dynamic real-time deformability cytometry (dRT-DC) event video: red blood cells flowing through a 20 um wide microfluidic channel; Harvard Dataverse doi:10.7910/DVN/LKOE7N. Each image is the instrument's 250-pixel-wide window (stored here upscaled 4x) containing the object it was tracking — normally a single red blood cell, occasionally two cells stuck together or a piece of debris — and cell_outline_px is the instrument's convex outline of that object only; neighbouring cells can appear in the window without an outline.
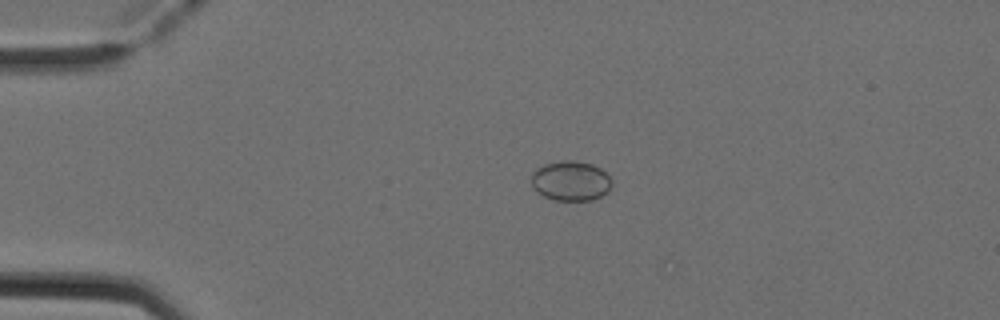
{"species": "Egyptian fruit bat (a non-hibernating species)", "species_latin": "Rousettus aegyptiacus", "temperature_condition": "cold", "stored_images_in_passage": 4, "camera_frame_rate_fps": 3000, "um_per_image_px": 0.085, "animal": {"sex": "female"}, "frame": {"image": 1, "passage_image": 3, "time_ms": 0.667, "image_size_px": [1000, 320], "cell_outline_px": [[612, 188], [608, 192], [592, 200], [552, 200], [544, 196], [532, 184], [532, 172], [536, 168], [544, 164], [564, 160], [576, 160], [592, 164], [600, 168], [612, 180]], "centroid_in_image_um": [48.54, 15.36], "position_along_channel_um": 36.5, "area_um2": 18.67}}